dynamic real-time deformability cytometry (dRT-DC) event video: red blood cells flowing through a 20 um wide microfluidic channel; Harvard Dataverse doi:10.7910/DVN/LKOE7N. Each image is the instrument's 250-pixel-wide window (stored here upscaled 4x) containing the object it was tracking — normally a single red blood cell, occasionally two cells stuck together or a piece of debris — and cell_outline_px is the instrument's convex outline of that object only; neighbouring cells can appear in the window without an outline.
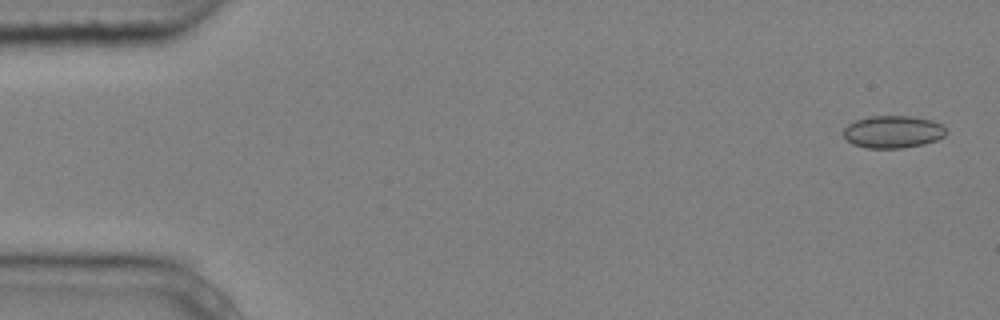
{"species": "common noctule bat (a hibernating species)", "species_latin": "Nyctalus noctula", "temperature_condition": "cold", "stored_images_in_passage": 5, "camera_frame_rate_fps": 3000, "um_per_image_px": 0.085, "animal": {"sex": "male", "body_mass_g": 20.4}, "frame": {"image": 1, "passage_image": 1, "time_ms": 0.0, "image_size_px": [1000, 320], "cell_outline_px": [[948, 132], [944, 136], [936, 140], [924, 144], [904, 148], [868, 148], [852, 144], [844, 136], [844, 128], [848, 124], [856, 120], [872, 116], [912, 116], [932, 120], [944, 124]], "centroid_in_image_um": [75.95, 11.2], "position_along_channel_um": 9.1, "area_um2": 19.54}}
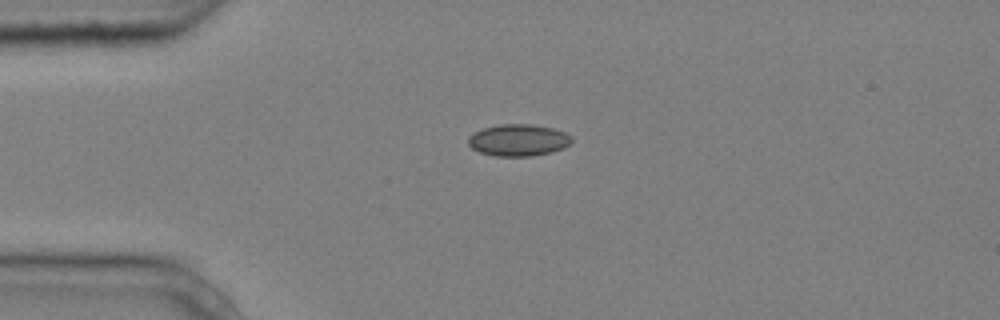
{"frame": {"image": 2, "passage_image": 4, "time_ms": 1.0, "image_size_px": [1000, 320], "cell_outline_px": [[572, 140], [564, 148], [552, 152], [532, 156], [496, 156], [480, 152], [472, 148], [468, 144], [468, 136], [484, 128], [500, 124], [532, 124], [552, 128], [564, 132], [572, 136]], "centroid_in_image_um": [44.07, 11.91], "position_along_channel_um": 40.9, "area_um2": 19.13}}
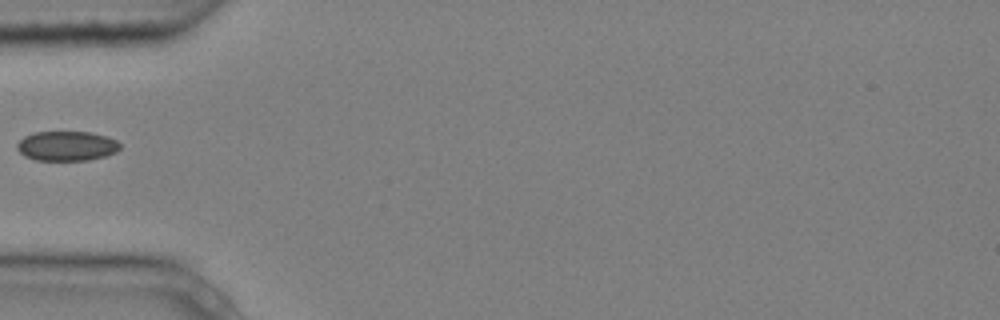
{"frame": {"image": 3, "passage_image": 5, "time_ms": 1.333, "image_size_px": [1000, 320], "cell_outline_px": [[120, 148], [116, 152], [104, 156], [88, 160], [36, 160], [24, 156], [16, 148], [16, 144], [24, 136], [36, 132], [92, 132], [108, 136], [116, 140], [120, 144]], "centroid_in_image_um": [5.67, 12.4], "position_along_channel_um": 79.3, "area_um2": 17.86}}